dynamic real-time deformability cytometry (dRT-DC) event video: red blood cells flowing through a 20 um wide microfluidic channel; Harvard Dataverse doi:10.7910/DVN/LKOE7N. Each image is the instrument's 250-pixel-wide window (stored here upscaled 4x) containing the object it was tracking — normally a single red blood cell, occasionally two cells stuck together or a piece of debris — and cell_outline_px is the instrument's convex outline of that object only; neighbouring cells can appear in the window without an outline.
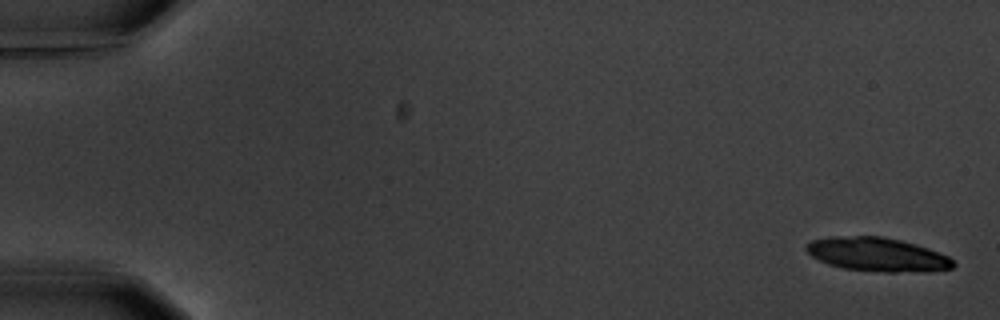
{"species": "common noctule bat (a hibernating species)", "species_latin": "Nyctalus noctula", "temperature_condition": "warm", "stored_images_in_passage": 7, "camera_frame_rate_fps": 3000, "um_per_image_px": 0.085, "animal": {"sex": "male", "body_mass_g": 20.1, "forearm_length_mm": 53.5}, "frame": {"image": 1, "passage_image": 1, "time_ms": 0.0, "image_size_px": [1000, 320], "cell_outline_px": [[956, 264], [952, 268], [896, 272], [884, 272], [844, 268], [828, 264], [812, 256], [804, 248], [812, 240], [832, 236], [884, 236], [916, 244], [928, 248], [948, 256]], "centroid_in_image_um": [74.53, 21.61], "position_along_channel_um": 10.5, "area_um2": 28.5}}